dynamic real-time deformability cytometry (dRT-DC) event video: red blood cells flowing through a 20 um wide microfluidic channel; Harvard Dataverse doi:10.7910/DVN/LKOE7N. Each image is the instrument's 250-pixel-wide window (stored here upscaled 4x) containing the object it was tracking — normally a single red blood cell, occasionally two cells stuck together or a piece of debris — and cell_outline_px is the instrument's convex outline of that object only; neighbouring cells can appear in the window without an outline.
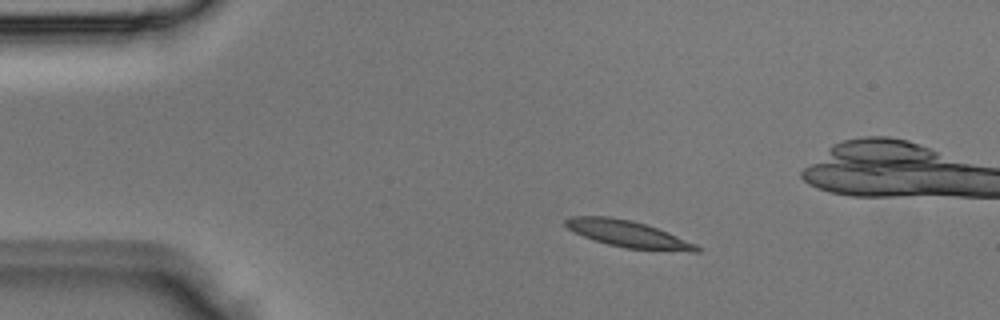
{"species": "Egyptian fruit bat (a non-hibernating species)", "species_latin": "Rousettus aegyptiacus", "temperature_condition": "room temperature", "stored_images_in_passage": 3, "camera_frame_rate_fps": 3000, "um_per_image_px": 0.085, "animal": {"sex": "male"}, "frame": {"image": 1, "passage_image": 1, "time_ms": 0.0, "image_size_px": [1000, 320], "cell_outline_px": [[700, 252], [688, 252], [624, 248], [608, 244], [584, 236], [568, 228], [564, 224], [564, 220], [572, 216], [608, 216], [632, 220], [668, 232], [696, 244], [700, 248]], "centroid_in_image_um": [53.41, 19.89], "position_along_channel_um": 31.6, "area_um2": 20.23}}